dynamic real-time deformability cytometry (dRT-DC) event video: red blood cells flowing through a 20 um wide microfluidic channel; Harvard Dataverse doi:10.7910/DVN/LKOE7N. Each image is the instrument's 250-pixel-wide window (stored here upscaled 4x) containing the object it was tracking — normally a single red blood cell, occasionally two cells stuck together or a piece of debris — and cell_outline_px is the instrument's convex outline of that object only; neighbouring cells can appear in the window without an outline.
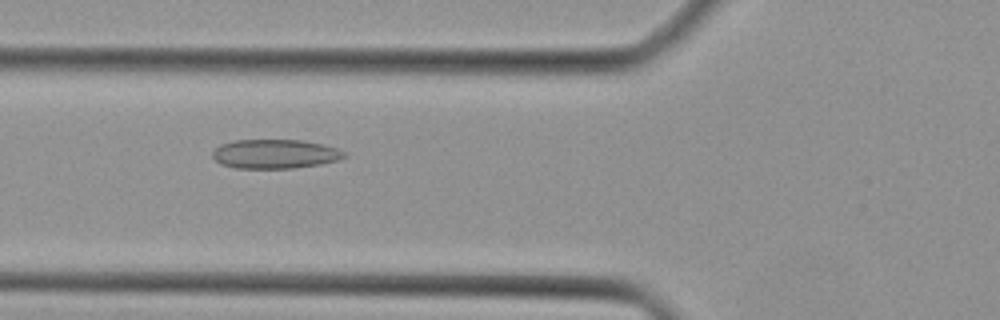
{"species": "Egyptian fruit bat (a non-hibernating species)", "species_latin": "Rousettus aegyptiacus", "temperature_condition": "cold", "stored_images_in_passage": 36, "camera_frame_rate_fps": 3000, "um_per_image_px": 0.085, "animal": {"sex": "female"}, "frame": {"image": 1, "passage_image": 8, "time_ms": 2.333, "image_size_px": [1000, 320], "cell_outline_px": [[348, 156], [336, 160], [320, 164], [296, 168], [236, 168], [220, 164], [212, 156], [212, 152], [220, 144], [232, 140], [304, 140], [336, 148], [344, 152]], "centroid_in_image_um": [23.34, 13.08], "position_along_channel_um": 102.5, "area_um2": 22.37}}
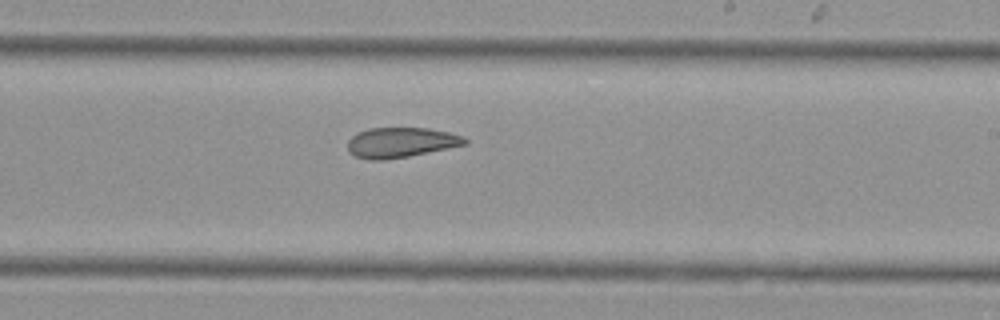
{"frame": {"image": 2, "passage_image": 18, "time_ms": 5.667, "image_size_px": [1000, 320], "cell_outline_px": [[468, 144], [408, 156], [384, 160], [368, 160], [356, 156], [348, 152], [348, 140], [356, 132], [368, 128], [428, 128], [448, 132], [464, 136], [468, 140]], "centroid_in_image_um": [34.06, 12.1], "position_along_channel_um": 254.9, "area_um2": 20.63}}
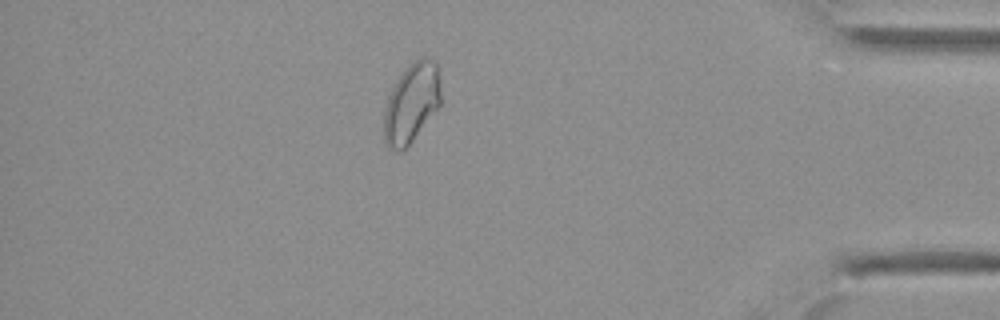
{"frame": {"image": 3, "passage_image": 30, "time_ms": 9.667, "image_size_px": [1000, 320], "cell_outline_px": [[440, 104], [412, 140], [400, 152], [396, 152], [388, 148], [384, 140], [384, 108], [388, 96], [396, 80], [408, 64], [412, 60], [420, 56], [428, 56], [436, 64], [440, 76]], "centroid_in_image_um": [34.96, 8.71], "position_along_channel_um": 400.2, "area_um2": 26.41}}